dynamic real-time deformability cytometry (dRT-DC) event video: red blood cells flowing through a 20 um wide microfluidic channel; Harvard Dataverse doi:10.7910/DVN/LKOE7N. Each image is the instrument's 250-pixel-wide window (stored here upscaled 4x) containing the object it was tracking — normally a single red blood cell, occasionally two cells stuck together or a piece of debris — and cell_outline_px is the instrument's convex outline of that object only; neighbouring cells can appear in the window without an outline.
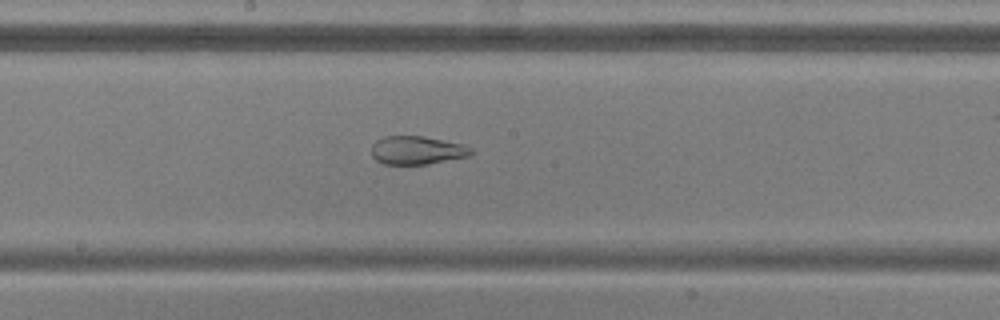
{"species": "common noctule bat (a hibernating species)", "species_latin": "Nyctalus noctula", "temperature_condition": "warm", "stored_images_in_passage": 52, "camera_frame_rate_fps": 3000, "um_per_image_px": 0.085, "animal": {"sex": "male", "body_mass_g": 20.5, "forearm_length_mm": 52.5}, "frame": {"image": 1, "passage_image": 27, "time_ms": 8.667, "image_size_px": [1000, 320], "cell_outline_px": [[472, 152], [468, 156], [428, 164], [384, 164], [376, 160], [372, 156], [372, 144], [376, 140], [384, 136], [424, 136], [464, 144], [472, 148]], "centroid_in_image_um": [35.43, 12.76], "position_along_channel_um": 212.8, "area_um2": 16.47}}
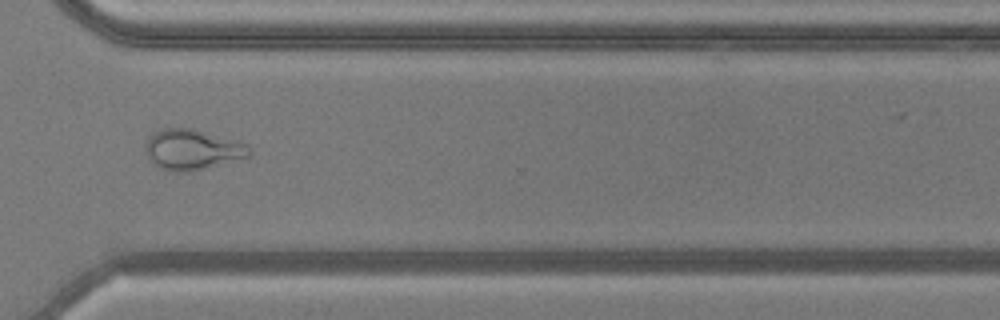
{"frame": {"image": 2, "passage_image": 38, "time_ms": 12.333, "image_size_px": [1000, 320], "cell_outline_px": [[252, 152], [248, 156], [204, 168], [188, 172], [176, 172], [160, 168], [148, 156], [144, 148], [144, 144], [160, 128], [192, 128], [236, 140], [248, 144]], "centroid_in_image_um": [16.35, 12.7], "position_along_channel_um": 354.3, "area_um2": 24.1}}
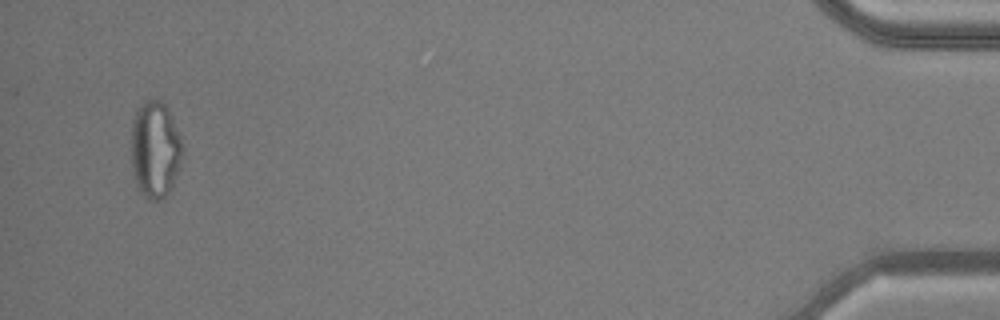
{"frame": {"image": 3, "passage_image": 50, "time_ms": 16.333, "image_size_px": [1000, 320], "cell_outline_px": [[184, 152], [172, 188], [160, 200], [148, 200], [140, 192], [136, 184], [132, 168], [132, 120], [140, 104], [144, 100], [160, 100], [168, 108], [180, 136]], "centroid_in_image_um": [13.19, 12.72], "position_along_channel_um": 422.0, "area_um2": 29.02}, "authors_computed_cell_mechanics": {"area_um2": 25.4031, "velocity_mm_per_s": 3.8739, "shape_relaxation_time_tau1_ms": null, "shape_relaxation_time_tau2_ms": 1.1197, "deformation_change_tau1": null, "deformation_change_tau2": 0.0923}}